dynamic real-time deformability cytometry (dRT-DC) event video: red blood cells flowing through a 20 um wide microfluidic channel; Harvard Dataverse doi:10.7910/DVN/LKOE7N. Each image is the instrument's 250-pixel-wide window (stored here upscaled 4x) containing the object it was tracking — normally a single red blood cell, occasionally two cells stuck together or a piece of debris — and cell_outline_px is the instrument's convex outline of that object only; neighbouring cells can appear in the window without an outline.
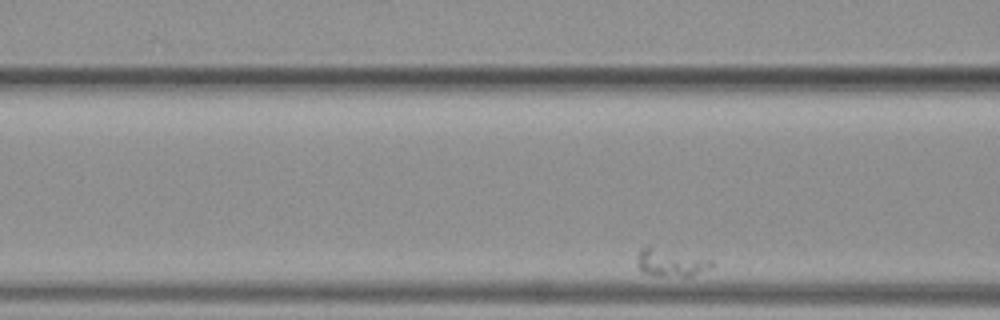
{"species": "common noctule bat (a hibernating species)", "species_latin": "Nyctalus noctula", "temperature_condition": "warm", "stored_images_in_passage": 42, "camera_frame_rate_fps": 3000, "um_per_image_px": 0.085, "animal": {"sex": "female", "body_mass_g": 19.3, "forearm_length_mm": 54.1}, "frame": {"image": 1, "passage_image": 7, "time_ms": 2.0, "image_size_px": [1000, 320], "cell_outline_px": [[712, 268], [692, 276], [652, 276], [640, 272], [636, 264], [636, 256], [640, 248], [648, 244], [712, 260]], "centroid_in_image_um": [56.92, 22.31], "position_along_channel_um": 109.7, "area_um2": 12.54}}
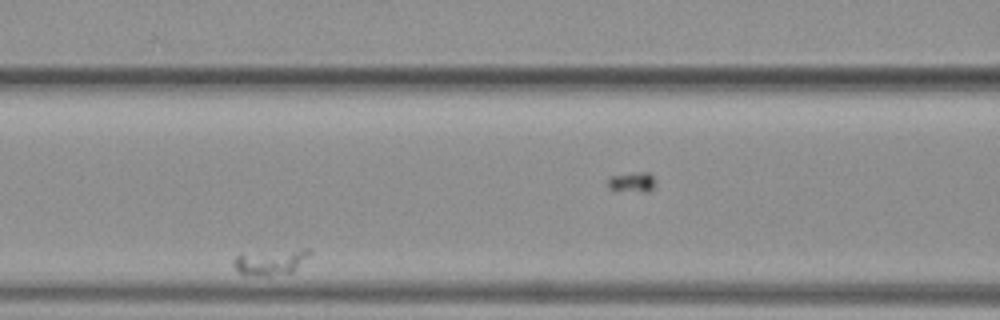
{"frame": {"image": 2, "passage_image": 12, "time_ms": 3.667, "image_size_px": [1000, 320], "cell_outline_px": [[312, 252], [292, 272], [268, 276], [244, 276], [236, 272], [232, 264], [232, 260], [240, 252], [300, 248], [308, 248]], "centroid_in_image_um": [22.9, 22.24], "position_along_channel_um": 143.7, "area_um2": 12.08}}
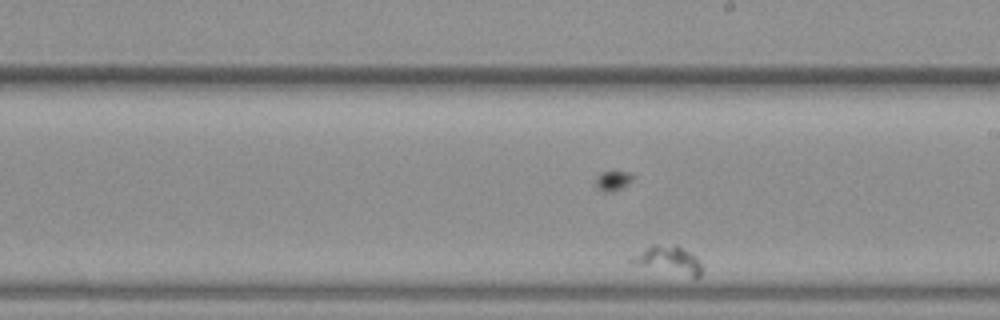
{"frame": {"image": 3, "passage_image": 24, "time_ms": 7.667, "image_size_px": [1000, 320], "cell_outline_px": [[700, 276], [692, 276], [636, 264], [628, 260], [632, 256], [652, 244], [676, 244], [696, 256], [700, 260]], "centroid_in_image_um": [56.82, 22.03], "position_along_channel_um": 232.2, "area_um2": 10.87}}